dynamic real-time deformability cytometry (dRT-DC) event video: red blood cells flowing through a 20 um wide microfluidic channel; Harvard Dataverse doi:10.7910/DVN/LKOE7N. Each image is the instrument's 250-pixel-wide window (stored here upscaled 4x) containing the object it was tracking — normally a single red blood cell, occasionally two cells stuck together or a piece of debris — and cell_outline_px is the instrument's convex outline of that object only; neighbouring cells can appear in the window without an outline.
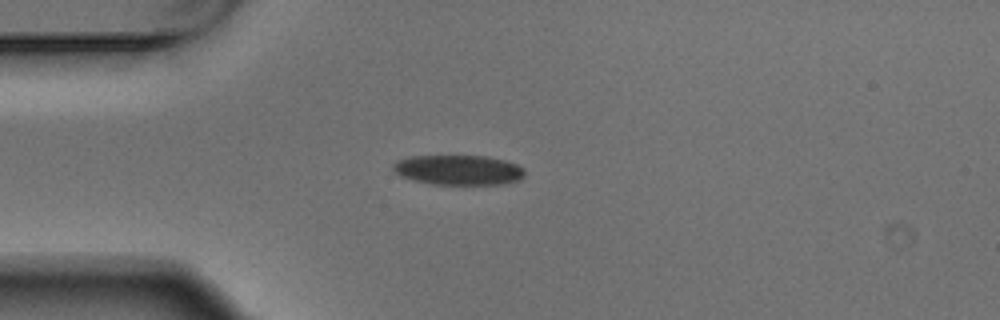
{"species": "Egyptian fruit bat (a non-hibernating species)", "species_latin": "Rousettus aegyptiacus", "temperature_condition": "warm", "stored_images_in_passage": 3, "camera_frame_rate_fps": 3000, "um_per_image_px": 0.085, "animal": {"sex": "male"}, "frame": {"image": 1, "passage_image": 3, "time_ms": 0.667, "image_size_px": [1000, 320], "cell_outline_px": [[524, 176], [520, 180], [500, 184], [432, 184], [400, 176], [392, 168], [392, 164], [396, 160], [408, 156], [488, 156], [504, 160], [516, 164], [524, 168]], "centroid_in_image_um": [38.96, 14.44], "position_along_channel_um": 46.0, "area_um2": 22.95}}